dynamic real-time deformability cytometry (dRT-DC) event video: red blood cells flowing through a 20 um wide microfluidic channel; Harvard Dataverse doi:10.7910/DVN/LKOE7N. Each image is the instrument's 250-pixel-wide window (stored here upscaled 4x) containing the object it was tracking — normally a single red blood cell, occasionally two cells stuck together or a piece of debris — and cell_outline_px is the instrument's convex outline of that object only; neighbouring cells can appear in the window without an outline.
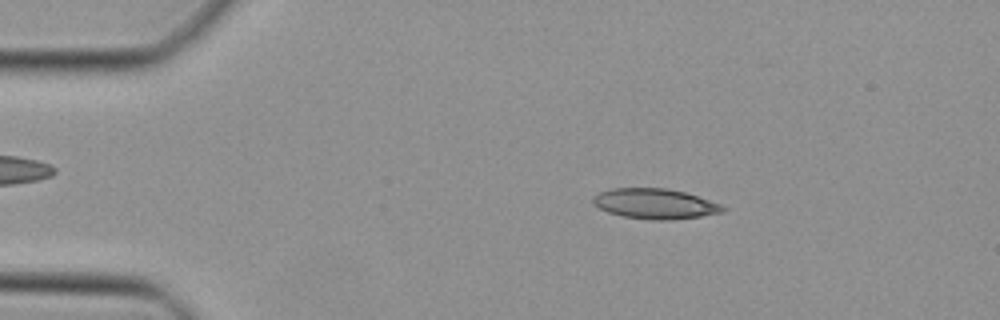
{"species": "Egyptian fruit bat (a non-hibernating species)", "species_latin": "Rousettus aegyptiacus", "temperature_condition": "cold", "stored_images_in_passage": 36, "camera_frame_rate_fps": 3000, "um_per_image_px": 0.085, "animal": {"sex": "female"}, "frame": {"image": 1, "passage_image": 7, "time_ms": 2.0, "image_size_px": [1000, 320], "cell_outline_px": [[728, 208], [724, 212], [700, 216], [672, 220], [652, 220], [624, 216], [608, 212], [592, 204], [592, 196], [600, 192], [612, 188], [668, 188], [684, 192], [720, 204]], "centroid_in_image_um": [55.66, 17.32], "position_along_channel_um": 29.3, "area_um2": 22.83}}
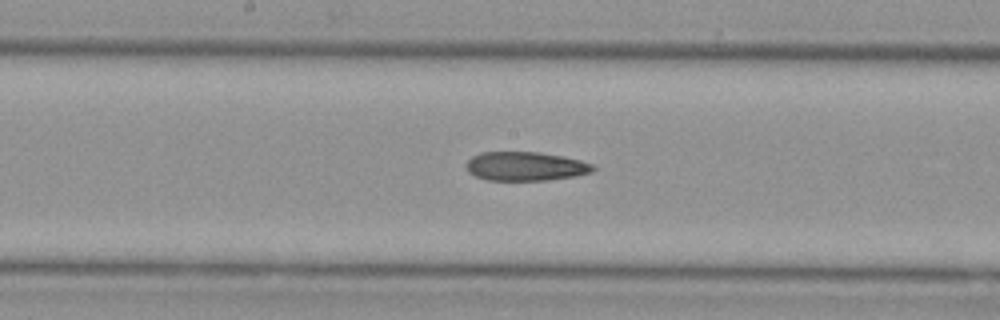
{"frame": {"image": 2, "passage_image": 23, "time_ms": 7.333, "image_size_px": [1000, 320], "cell_outline_px": [[596, 168], [592, 172], [576, 176], [548, 180], [488, 180], [476, 176], [468, 172], [464, 164], [472, 156], [480, 152], [540, 152], [564, 156], [580, 160], [592, 164]], "centroid_in_image_um": [44.66, 14.13], "position_along_channel_um": 203.5, "area_um2": 21.56}}
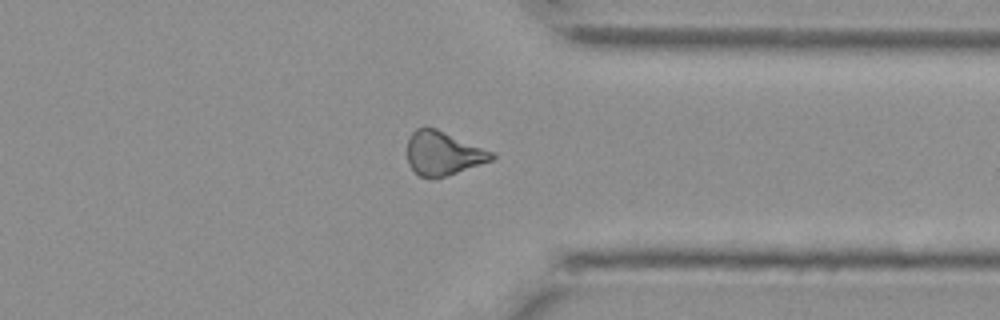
{"frame": {"image": 3, "passage_image": 35, "time_ms": 11.333, "image_size_px": [1000, 320], "cell_outline_px": [[496, 156], [492, 160], [432, 180], [420, 176], [408, 164], [408, 140], [412, 132], [416, 128], [424, 124], [436, 128], [492, 152]], "centroid_in_image_um": [37.61, 13.01], "position_along_channel_um": 373.8, "area_um2": 21.44}}